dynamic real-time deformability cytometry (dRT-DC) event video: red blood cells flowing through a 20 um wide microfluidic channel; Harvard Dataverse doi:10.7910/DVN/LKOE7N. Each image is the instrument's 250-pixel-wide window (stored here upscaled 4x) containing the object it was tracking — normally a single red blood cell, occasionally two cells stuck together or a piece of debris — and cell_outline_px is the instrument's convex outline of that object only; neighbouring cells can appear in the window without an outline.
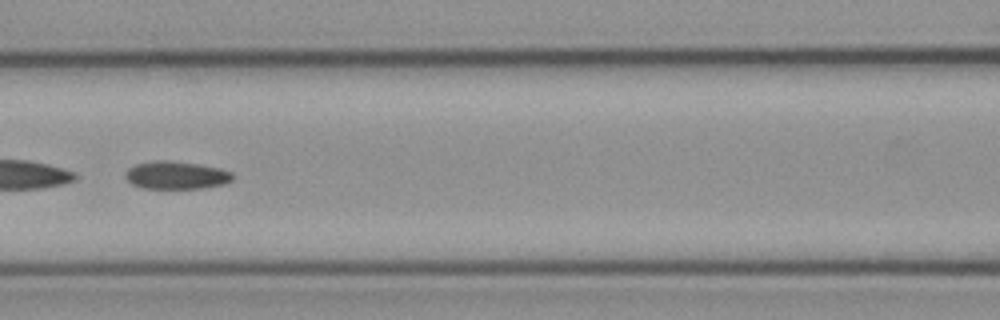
{"species": "common noctule bat (a hibernating species)", "species_latin": "Nyctalus noctula", "temperature_condition": "cold", "stored_images_in_passage": 53, "segment_of_instrument_passage": [2, 2], "camera_frame_rate_fps": 3000, "um_per_image_px": 0.085, "animal": {"sex": "female", "body_mass_g": 21.9}, "frame": {"image": 1, "passage_image": 23, "time_ms": 7.333, "image_size_px": [1000, 320], "cell_outline_px": [[232, 180], [224, 184], [204, 188], [140, 188], [132, 184], [124, 176], [124, 172], [128, 168], [136, 164], [156, 160], [168, 160], [196, 164], [220, 168], [232, 172]], "centroid_in_image_um": [14.95, 14.89], "position_along_channel_um": 151.7, "area_um2": 17.4}}
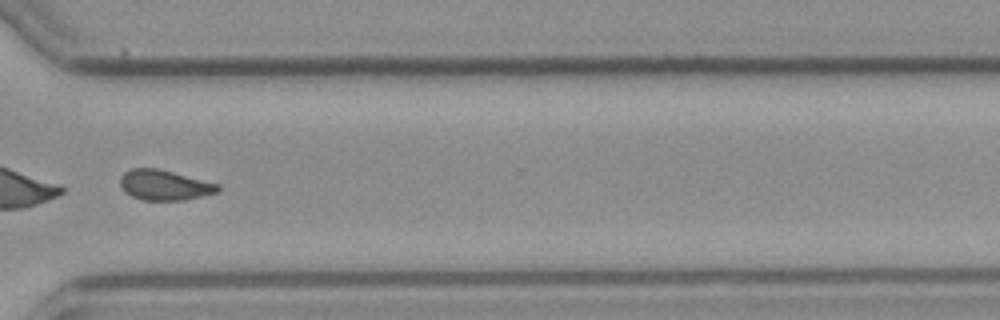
{"frame": {"image": 2, "passage_image": 39, "time_ms": 12.667, "image_size_px": [1000, 320], "cell_outline_px": [[220, 188], [216, 192], [184, 200], [144, 200], [132, 196], [124, 192], [120, 184], [120, 176], [124, 172], [132, 168], [156, 168], [220, 184]], "centroid_in_image_um": [13.94, 15.73], "position_along_channel_um": 356.7, "area_um2": 17.05}}